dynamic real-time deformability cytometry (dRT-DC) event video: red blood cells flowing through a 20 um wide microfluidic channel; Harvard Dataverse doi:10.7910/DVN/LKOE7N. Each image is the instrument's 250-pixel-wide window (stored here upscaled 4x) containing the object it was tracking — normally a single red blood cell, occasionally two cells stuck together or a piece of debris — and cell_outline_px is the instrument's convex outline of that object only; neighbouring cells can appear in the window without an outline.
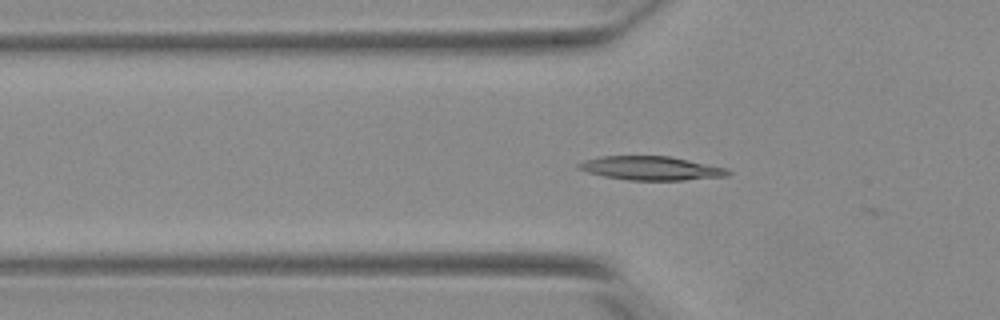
{"species": "Egyptian fruit bat (a non-hibernating species)", "species_latin": "Rousettus aegyptiacus", "temperature_condition": "warm", "stored_images_in_passage": 20, "camera_frame_rate_fps": 3000, "um_per_image_px": 0.085, "animal": {"sex": "female"}, "frame": {"image": 1, "passage_image": 19, "time_ms": 6.0, "image_size_px": [1000, 320], "cell_outline_px": [[732, 172], [728, 176], [684, 180], [628, 180], [604, 176], [588, 172], [576, 168], [576, 164], [584, 160], [600, 156], [668, 156], [728, 168]], "centroid_in_image_um": [55.33, 14.3], "position_along_channel_um": 70.5, "area_um2": 20.75}}